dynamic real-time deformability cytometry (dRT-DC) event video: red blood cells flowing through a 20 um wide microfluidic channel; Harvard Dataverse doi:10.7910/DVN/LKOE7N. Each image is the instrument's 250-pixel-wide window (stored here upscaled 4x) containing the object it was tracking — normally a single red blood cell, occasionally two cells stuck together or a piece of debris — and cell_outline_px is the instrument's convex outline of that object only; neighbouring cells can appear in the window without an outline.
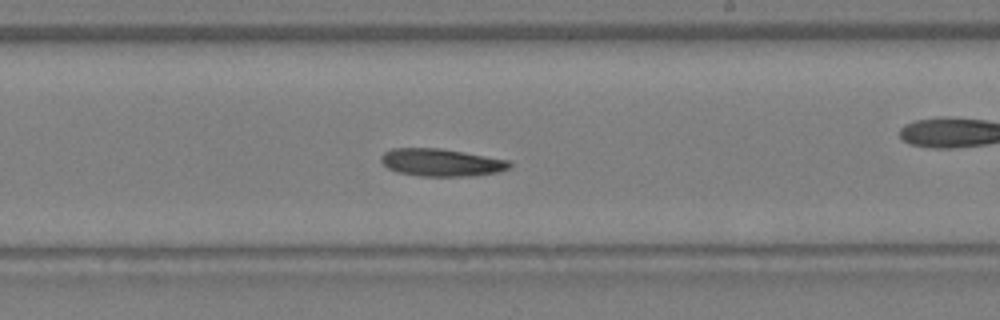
{"species": "Egyptian fruit bat (a non-hibernating species)", "species_latin": "Rousettus aegyptiacus", "temperature_condition": "warm", "stored_images_in_passage": 25, "camera_frame_rate_fps": 3000, "um_per_image_px": 0.085, "animal": {"sex": "female"}, "frame": {"image": 1, "passage_image": 11, "time_ms": 3.333, "image_size_px": [1000, 320], "cell_outline_px": [[512, 164], [508, 168], [500, 172], [472, 176], [420, 176], [396, 172], [388, 168], [380, 160], [380, 156], [384, 152], [392, 148], [440, 148], [464, 152], [508, 160]], "centroid_in_image_um": [37.49, 13.81], "position_along_channel_um": 251.5, "area_um2": 20.69}}
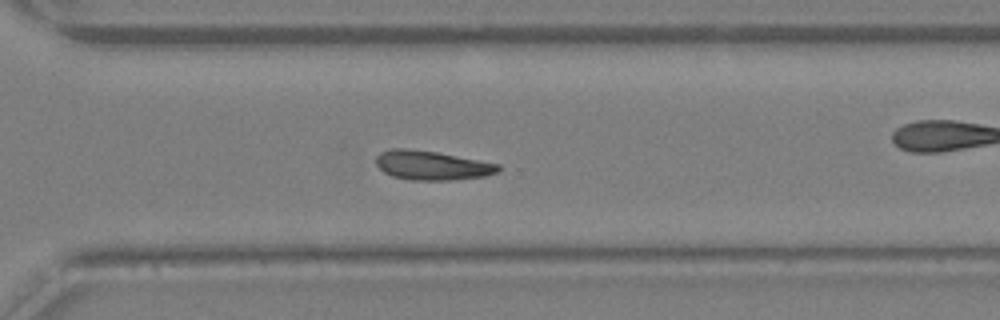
{"frame": {"image": 2, "passage_image": 15, "time_ms": 4.667, "image_size_px": [1000, 320], "cell_outline_px": [[500, 168], [496, 172], [484, 176], [452, 180], [412, 180], [392, 176], [384, 172], [376, 164], [376, 156], [380, 152], [392, 148], [404, 148], [436, 152], [500, 164]], "centroid_in_image_um": [36.68, 14.05], "position_along_channel_um": 333.9, "area_um2": 20.63}}